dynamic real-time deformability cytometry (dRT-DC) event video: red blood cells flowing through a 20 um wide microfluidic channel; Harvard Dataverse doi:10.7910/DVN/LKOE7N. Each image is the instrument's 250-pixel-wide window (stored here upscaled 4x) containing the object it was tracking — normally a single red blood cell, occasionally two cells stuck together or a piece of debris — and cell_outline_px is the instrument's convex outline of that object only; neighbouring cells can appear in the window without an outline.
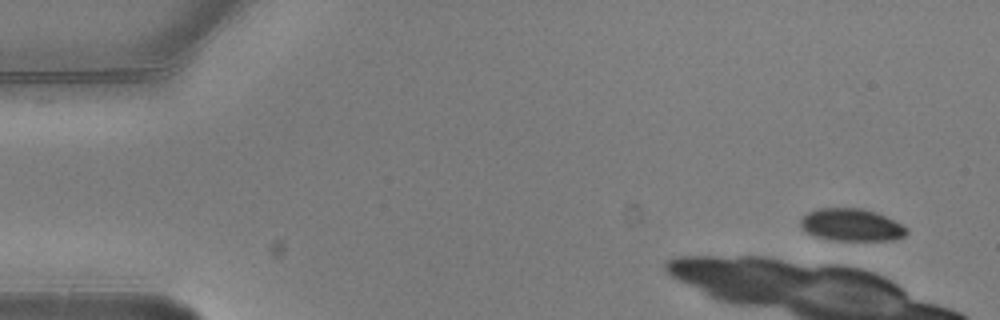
{"species": "common noctule bat (a hibernating species)", "species_latin": "Nyctalus noctula", "temperature_condition": "warm", "stored_images_in_passage": 1, "camera_frame_rate_fps": 3000, "um_per_image_px": 0.085, "animal": {"sex": "male", "body_mass_g": 20.5, "forearm_length_mm": 52.5}, "frame": {"image": 1, "passage_image": 1, "time_ms": 0.0, "image_size_px": [1000, 320], "cell_outline_px": [[908, 232], [904, 236], [892, 240], [836, 240], [816, 236], [808, 232], [800, 224], [800, 220], [808, 212], [816, 208], [864, 208], [876, 212], [908, 228]], "centroid_in_image_um": [72.38, 19.1], "position_along_channel_um": 12.6, "area_um2": 19.77}}